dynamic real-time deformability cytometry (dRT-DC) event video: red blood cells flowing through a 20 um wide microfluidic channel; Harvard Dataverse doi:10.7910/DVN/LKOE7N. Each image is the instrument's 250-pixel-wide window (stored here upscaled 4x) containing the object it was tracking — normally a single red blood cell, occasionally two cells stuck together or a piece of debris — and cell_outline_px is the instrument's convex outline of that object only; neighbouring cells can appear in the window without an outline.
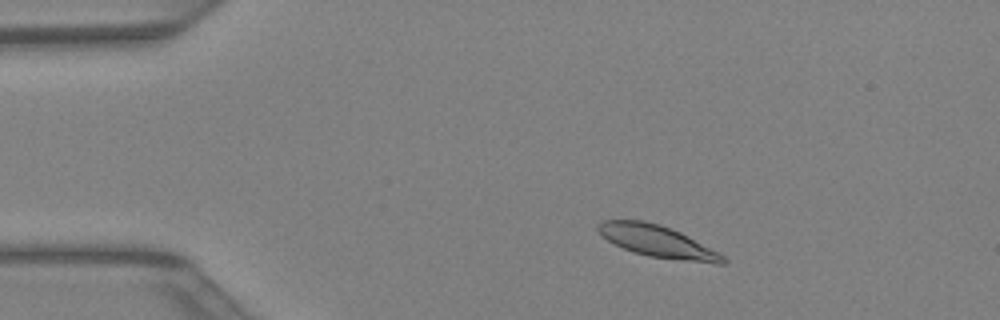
{"species": "Egyptian fruit bat (a non-hibernating species)", "species_latin": "Rousettus aegyptiacus", "temperature_condition": "warm", "stored_images_in_passage": 42, "camera_frame_rate_fps": 3000, "um_per_image_px": 0.085, "animal": {"sex": "female"}, "frame": {"image": 1, "passage_image": 7, "time_ms": 2.0, "image_size_px": [1000, 320], "cell_outline_px": [[728, 260], [724, 264], [716, 264], [648, 256], [632, 252], [608, 240], [596, 228], [596, 224], [600, 220], [644, 220], [660, 224], [680, 232], [688, 236], [724, 256]], "centroid_in_image_um": [55.86, 20.5], "position_along_channel_um": 29.1, "area_um2": 22.95}}
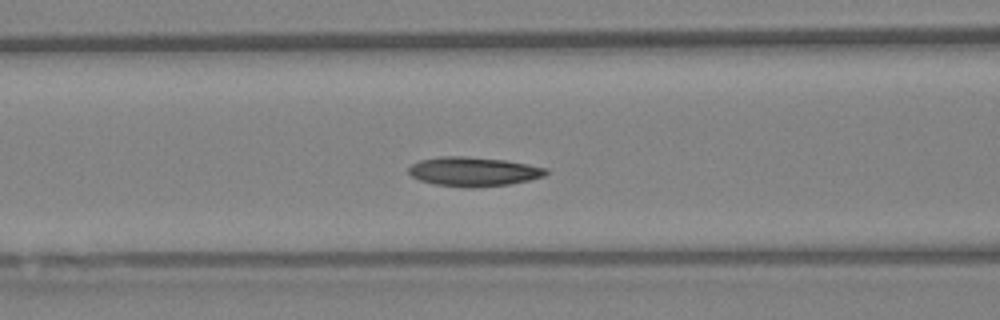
{"frame": {"image": 2, "passage_image": 17, "time_ms": 5.333, "image_size_px": [1000, 320], "cell_outline_px": [[548, 172], [544, 176], [528, 180], [508, 184], [476, 188], [460, 188], [432, 184], [420, 180], [412, 176], [408, 172], [408, 168], [412, 164], [420, 160], [440, 156], [464, 156], [504, 160], [528, 164], [548, 168]], "centroid_in_image_um": [40.22, 14.59], "position_along_channel_um": 126.4, "area_um2": 23.58}}
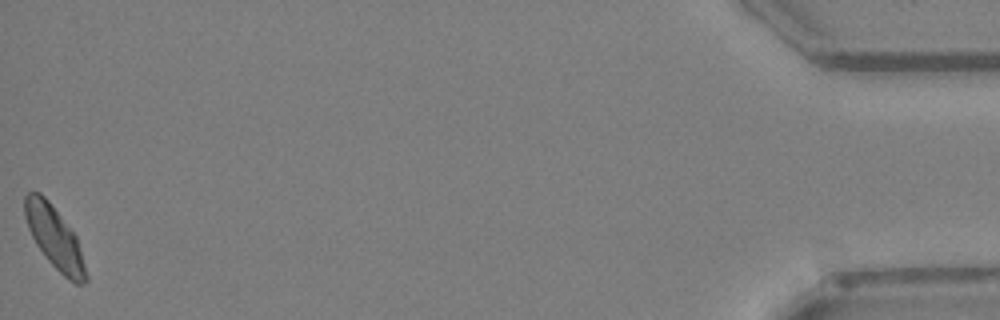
{"frame": {"image": 3, "passage_image": 42, "time_ms": 13.667, "image_size_px": [1000, 320], "cell_outline_px": [[88, 280], [84, 284], [76, 284], [68, 280], [48, 260], [36, 244], [28, 228], [24, 216], [24, 196], [28, 192], [40, 192], [48, 200], [76, 236], [88, 276]], "centroid_in_image_um": [4.63, 20.2], "position_along_channel_um": 430.6, "area_um2": 21.91}}